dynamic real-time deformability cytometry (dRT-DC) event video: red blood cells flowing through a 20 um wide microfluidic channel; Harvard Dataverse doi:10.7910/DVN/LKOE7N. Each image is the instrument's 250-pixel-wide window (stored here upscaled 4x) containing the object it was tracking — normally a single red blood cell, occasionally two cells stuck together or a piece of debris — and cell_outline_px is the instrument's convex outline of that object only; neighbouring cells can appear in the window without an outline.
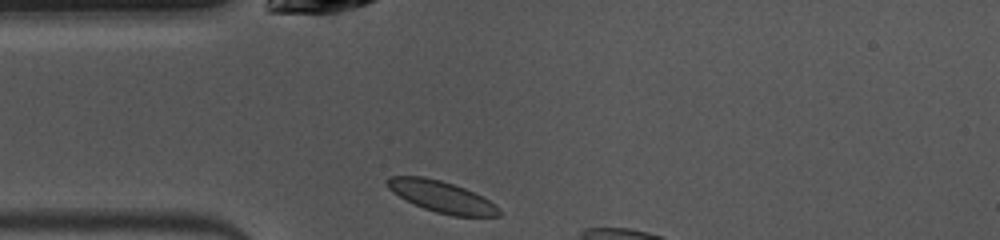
{"species": "common noctule bat (a hibernating species)", "species_latin": "Nyctalus noctula", "temperature_condition": "warm", "stored_images_in_passage": 5, "camera_frame_rate_fps": 3000, "um_per_image_px": 0.085, "animal": {"sex": "female", "body_mass_g": 10.0, "forearm_length_mm": 53.1}, "frame": {"image": 1, "passage_image": 1, "time_ms": 0.0, "image_size_px": [1000, 240], "cell_outline_px": [[500, 216], [452, 216], [436, 212], [424, 208], [392, 192], [388, 188], [384, 180], [388, 176], [424, 176], [440, 180], [464, 188], [496, 204], [500, 208]], "centroid_in_image_um": [37.52, 16.71], "position_along_channel_um": 47.5, "area_um2": 20.23}}
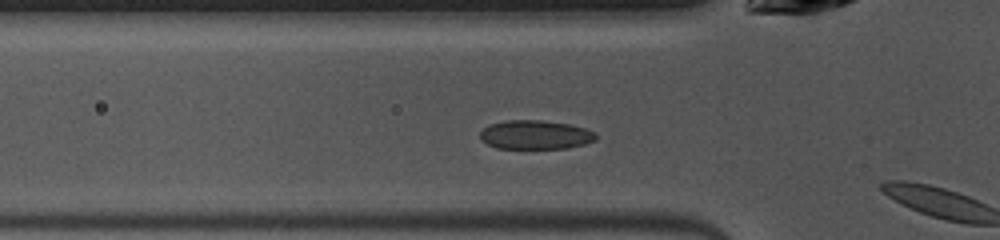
{"frame": {"image": 2, "passage_image": 4, "time_ms": 1.0, "image_size_px": [1000, 240], "cell_outline_px": [[596, 140], [584, 144], [568, 148], [496, 148], [480, 140], [480, 132], [488, 124], [504, 120], [540, 120], [568, 124], [584, 128], [596, 132]], "centroid_in_image_um": [45.48, 11.45], "position_along_channel_um": 80.3, "area_um2": 19.59}}